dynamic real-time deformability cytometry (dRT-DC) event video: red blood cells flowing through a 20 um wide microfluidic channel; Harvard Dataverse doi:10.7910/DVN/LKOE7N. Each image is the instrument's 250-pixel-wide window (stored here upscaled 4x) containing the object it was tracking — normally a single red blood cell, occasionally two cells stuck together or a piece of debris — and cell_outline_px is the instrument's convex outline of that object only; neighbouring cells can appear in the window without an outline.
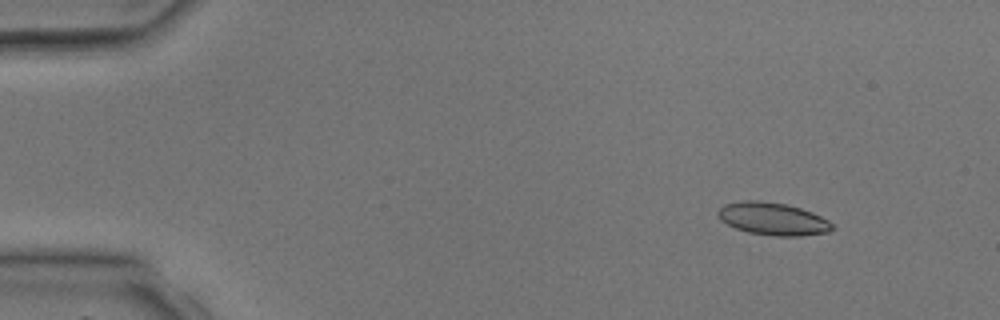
{"species": "common noctule bat (a hibernating species)", "species_latin": "Nyctalus noctula", "temperature_condition": "room temperature", "stored_images_in_passage": 4, "camera_frame_rate_fps": 3000, "um_per_image_px": 0.085, "animal": {"sex": "male", "body_mass_g": 17.9, "forearm_length_mm": 54.2}, "frame": {"image": 1, "passage_image": 2, "time_ms": 1.333, "image_size_px": [1000, 320], "cell_outline_px": [[836, 228], [828, 232], [800, 236], [772, 236], [748, 232], [736, 228], [720, 220], [716, 212], [724, 204], [744, 200], [760, 200], [788, 204], [812, 212], [828, 220]], "centroid_in_image_um": [65.69, 18.6], "position_along_channel_um": 19.3, "area_um2": 21.85}}